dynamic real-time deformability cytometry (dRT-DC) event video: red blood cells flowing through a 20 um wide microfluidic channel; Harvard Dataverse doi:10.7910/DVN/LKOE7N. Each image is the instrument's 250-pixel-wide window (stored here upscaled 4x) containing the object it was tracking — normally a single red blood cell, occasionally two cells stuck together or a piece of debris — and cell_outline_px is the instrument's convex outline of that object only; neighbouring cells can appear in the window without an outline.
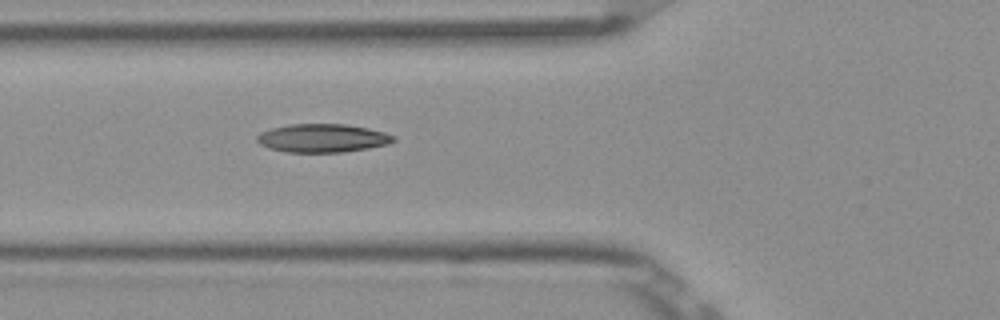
{"species": "Egyptian fruit bat (a non-hibernating species)", "species_latin": "Rousettus aegyptiacus", "temperature_condition": "room temperature", "stored_images_in_passage": 6, "camera_frame_rate_fps": 3000, "um_per_image_px": 0.085, "frame": {"image": 1, "passage_image": 6, "time_ms": 1.667, "image_size_px": [1000, 320], "cell_outline_px": [[396, 140], [388, 144], [368, 148], [344, 152], [284, 152], [268, 148], [260, 144], [256, 140], [256, 136], [260, 132], [272, 128], [288, 124], [344, 124], [368, 128], [384, 132], [396, 136]], "centroid_in_image_um": [27.4, 11.74], "position_along_channel_um": 98.4, "area_um2": 22.72}}